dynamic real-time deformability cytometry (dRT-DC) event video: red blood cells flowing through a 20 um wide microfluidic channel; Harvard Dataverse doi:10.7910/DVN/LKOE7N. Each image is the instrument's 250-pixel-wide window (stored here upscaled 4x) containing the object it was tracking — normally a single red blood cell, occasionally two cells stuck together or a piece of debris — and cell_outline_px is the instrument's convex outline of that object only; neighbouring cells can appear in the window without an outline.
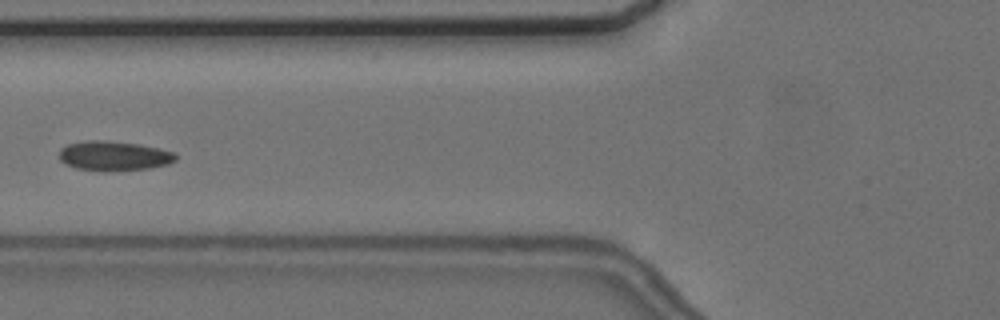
{"species": "common noctule bat (a hibernating species)", "species_latin": "Nyctalus noctula", "temperature_condition": "cold", "stored_images_in_passage": 6, "camera_frame_rate_fps": 3000, "um_per_image_px": 0.085, "animal": {"sex": "female", "body_mass_g": 24.6, "forearm_length_mm": 56.2}, "frame": {"image": 1, "passage_image": 6, "time_ms": 6.0, "image_size_px": [1000, 320], "cell_outline_px": [[176, 160], [168, 164], [148, 168], [76, 168], [60, 160], [60, 148], [68, 144], [88, 140], [104, 140], [140, 144], [172, 152], [176, 156]], "centroid_in_image_um": [9.68, 13.19], "position_along_channel_um": 116.1, "area_um2": 18.96}}